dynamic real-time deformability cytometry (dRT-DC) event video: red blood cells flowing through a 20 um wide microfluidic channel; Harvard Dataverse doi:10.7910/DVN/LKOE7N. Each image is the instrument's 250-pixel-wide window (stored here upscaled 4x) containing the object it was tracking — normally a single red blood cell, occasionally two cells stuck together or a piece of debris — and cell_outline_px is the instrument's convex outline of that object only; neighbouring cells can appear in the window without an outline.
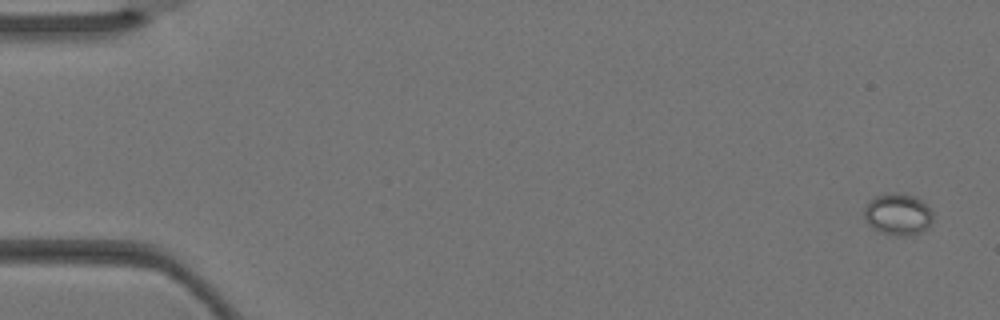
{"species": "Egyptian fruit bat (a non-hibernating species)", "species_latin": "Rousettus aegyptiacus", "temperature_condition": "warm", "stored_images_in_passage": 3, "camera_frame_rate_fps": 3000, "um_per_image_px": 0.085, "animal": {"sex": "female"}, "frame": {"image": 1, "passage_image": 1, "time_ms": 0.0, "image_size_px": [1000, 320], "cell_outline_px": [[932, 220], [928, 228], [920, 232], [908, 236], [896, 236], [880, 232], [872, 228], [868, 224], [864, 216], [864, 208], [876, 196], [892, 192], [896, 192], [916, 196], [932, 212]], "centroid_in_image_um": [76.32, 18.23], "position_along_channel_um": 8.7, "area_um2": 16.65}}
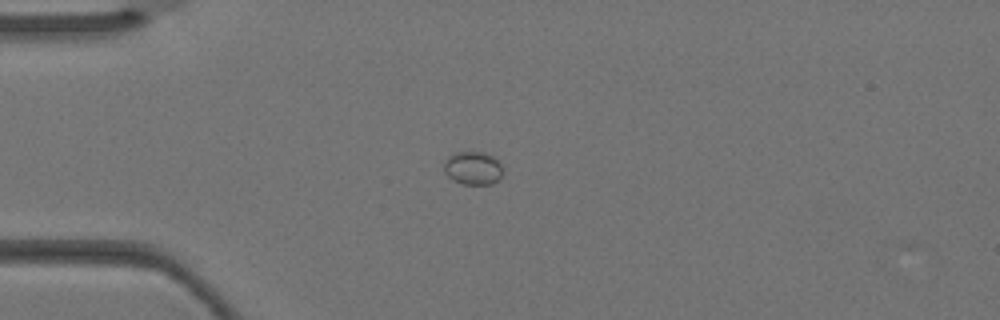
{"frame": {"image": 2, "passage_image": 3, "time_ms": 0.667, "image_size_px": [1000, 320], "cell_outline_px": [[504, 172], [492, 184], [464, 184], [452, 180], [444, 172], [444, 160], [452, 152], [484, 152], [492, 156], [500, 164]], "centroid_in_image_um": [40.16, 14.28], "position_along_channel_um": 44.8, "area_um2": 11.44}}